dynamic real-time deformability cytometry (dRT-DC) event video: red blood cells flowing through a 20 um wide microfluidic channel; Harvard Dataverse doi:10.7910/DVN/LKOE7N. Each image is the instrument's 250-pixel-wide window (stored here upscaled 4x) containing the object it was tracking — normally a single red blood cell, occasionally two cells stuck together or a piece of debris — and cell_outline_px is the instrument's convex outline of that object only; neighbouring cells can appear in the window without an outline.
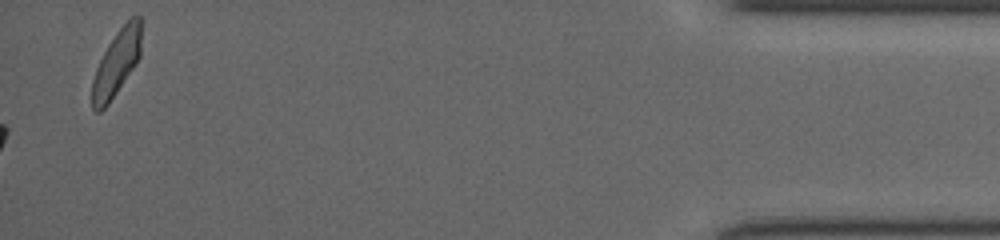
{"species": "common noctule bat (a hibernating species)", "species_latin": "Nyctalus noctula", "temperature_condition": "cold", "stored_images_in_passage": 40, "camera_frame_rate_fps": 3000, "um_per_image_px": 0.085, "animal": {"sex": "female", "body_mass_g": 19.5, "forearm_length_mm": 54.1}, "frame": {"image": 1, "passage_image": 40, "time_ms": 13.0, "image_size_px": [1000, 240], "cell_outline_px": [[144, 20], [140, 56], [136, 64], [108, 104], [100, 112], [96, 112], [92, 108], [92, 80], [96, 68], [108, 44], [116, 32], [132, 16], [140, 16]], "centroid_in_image_um": [9.95, 5.3], "position_along_channel_um": 425.2, "area_um2": 19.07}}